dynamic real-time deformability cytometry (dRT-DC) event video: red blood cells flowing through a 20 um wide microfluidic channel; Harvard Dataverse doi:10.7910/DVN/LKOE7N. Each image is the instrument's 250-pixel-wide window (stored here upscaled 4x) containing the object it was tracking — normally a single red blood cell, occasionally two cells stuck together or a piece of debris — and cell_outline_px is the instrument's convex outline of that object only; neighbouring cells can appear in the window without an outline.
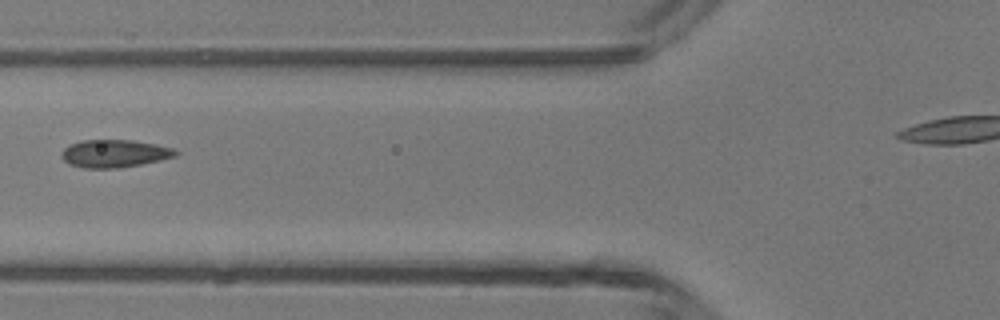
{"species": "common noctule bat (a hibernating species)", "species_latin": "Nyctalus noctula", "temperature_condition": "room temperature", "stored_images_in_passage": 5, "camera_frame_rate_fps": 3000, "um_per_image_px": 0.085, "animal": {"sex": "male", "body_mass_g": 13.3}, "frame": {"image": 1, "passage_image": 5, "time_ms": 5.333, "image_size_px": [1000, 320], "cell_outline_px": [[180, 152], [176, 156], [160, 160], [120, 168], [84, 168], [68, 164], [60, 156], [60, 152], [68, 144], [80, 140], [132, 140], [156, 144], [172, 148]], "centroid_in_image_um": [9.69, 13.04], "position_along_channel_um": 116.1, "area_um2": 18.61}}